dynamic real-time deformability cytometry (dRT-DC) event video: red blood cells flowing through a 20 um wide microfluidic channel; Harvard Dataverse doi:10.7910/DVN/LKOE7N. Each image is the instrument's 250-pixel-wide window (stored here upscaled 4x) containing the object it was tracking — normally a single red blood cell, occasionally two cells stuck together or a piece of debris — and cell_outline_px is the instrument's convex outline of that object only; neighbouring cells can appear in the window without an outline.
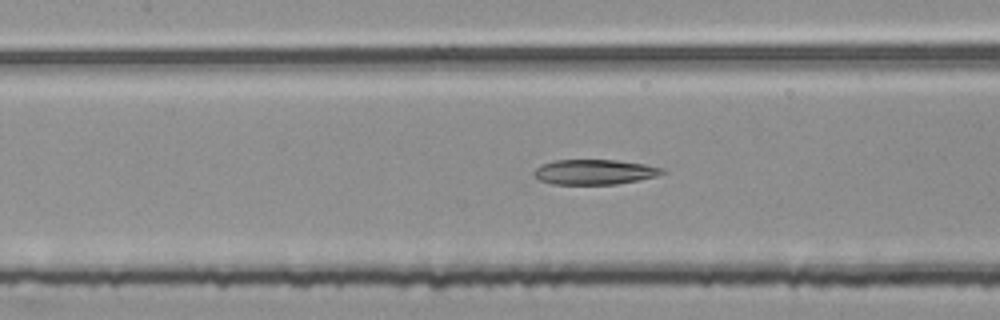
{"species": "common noctule bat (a hibernating species)", "species_latin": "Nyctalus noctula", "temperature_condition": "room temperature", "stored_images_in_passage": 49, "camera_frame_rate_fps": 3000, "um_per_image_px": 0.085, "animal": {"sex": "female", "body_mass_g": 25.1}, "frame": {"image": 1, "passage_image": 24, "time_ms": 7.667, "image_size_px": [1000, 320], "cell_outline_px": [[668, 172], [656, 176], [616, 184], [552, 184], [540, 180], [532, 176], [532, 172], [540, 164], [556, 160], [616, 160], [644, 164], [664, 168]], "centroid_in_image_um": [50.5, 14.61], "position_along_channel_um": 156.9, "area_um2": 18.79}}
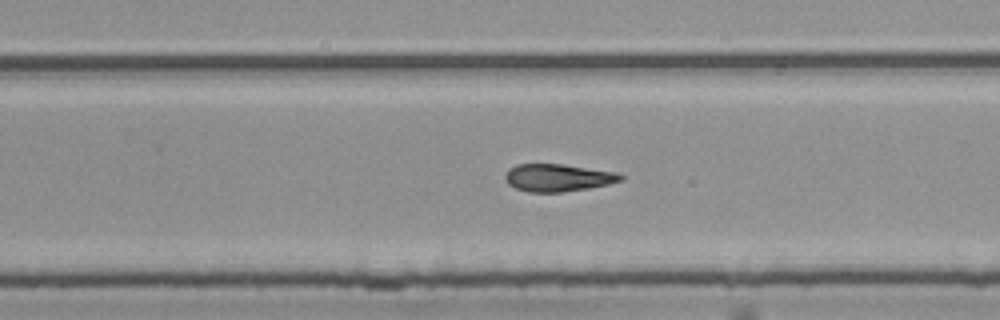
{"frame": {"image": 2, "passage_image": 34, "time_ms": 11.0, "image_size_px": [1000, 320], "cell_outline_px": [[624, 180], [608, 184], [588, 188], [560, 192], [528, 192], [516, 188], [508, 184], [504, 176], [508, 168], [516, 164], [560, 164], [612, 172], [624, 176]], "centroid_in_image_um": [47.36, 15.11], "position_along_channel_um": 282.4, "area_um2": 18.26}}
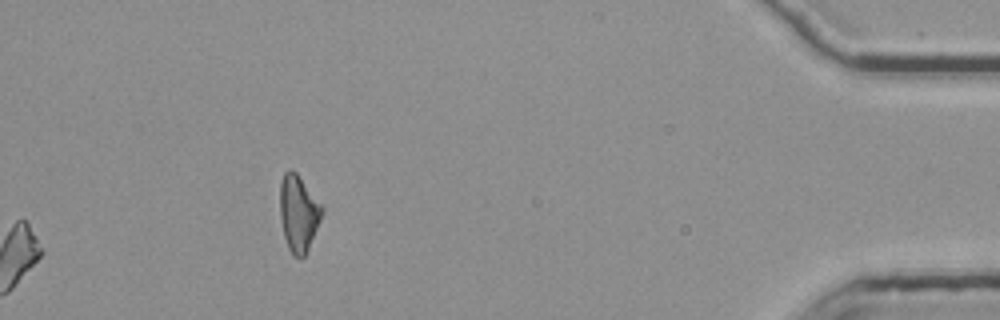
{"frame": {"image": 3, "passage_image": 49, "time_ms": 16.0, "image_size_px": [1000, 320], "cell_outline_px": [[324, 212], [308, 248], [304, 256], [292, 256], [288, 248], [284, 236], [280, 216], [280, 184], [284, 172], [288, 168], [292, 168], [296, 172], [324, 208]], "centroid_in_image_um": [25.36, 18.09], "position_along_channel_um": 409.8, "area_um2": 18.61}}